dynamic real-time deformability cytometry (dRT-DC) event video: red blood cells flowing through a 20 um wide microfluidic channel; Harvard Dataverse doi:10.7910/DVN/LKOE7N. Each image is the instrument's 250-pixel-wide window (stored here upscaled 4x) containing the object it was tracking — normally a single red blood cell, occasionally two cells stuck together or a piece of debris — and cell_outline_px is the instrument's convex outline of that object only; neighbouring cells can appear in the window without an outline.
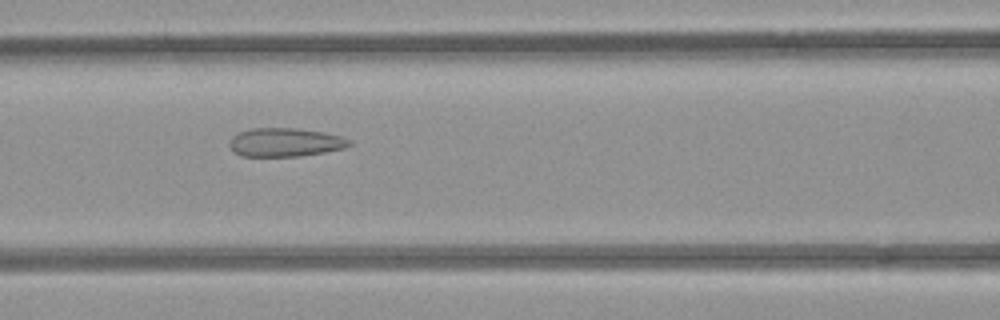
{"species": "common noctule bat (a hibernating species)", "species_latin": "Nyctalus noctula", "temperature_condition": "room temperature", "stored_images_in_passage": 48, "camera_frame_rate_fps": 3000, "um_per_image_px": 0.085, "animal": {"sex": "female", "body_mass_g": 21.9}, "frame": {"image": 1, "passage_image": 23, "time_ms": 7.333, "image_size_px": [1000, 320], "cell_outline_px": [[352, 144], [344, 148], [324, 152], [300, 156], [240, 156], [232, 152], [228, 144], [232, 136], [240, 132], [252, 128], [296, 128], [324, 132], [340, 136], [352, 140]], "centroid_in_image_um": [24.22, 12.1], "position_along_channel_um": 142.4, "area_um2": 20.11}}
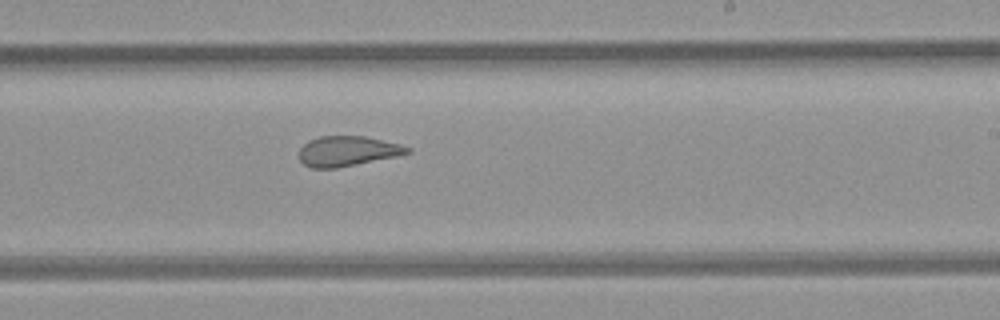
{"frame": {"image": 2, "passage_image": 32, "time_ms": 10.333, "image_size_px": [1000, 320], "cell_outline_px": [[412, 152], [396, 156], [336, 168], [312, 168], [304, 164], [300, 160], [300, 148], [308, 140], [320, 136], [364, 136], [400, 144], [412, 148]], "centroid_in_image_um": [29.54, 12.84], "position_along_channel_um": 259.5, "area_um2": 18.84}}
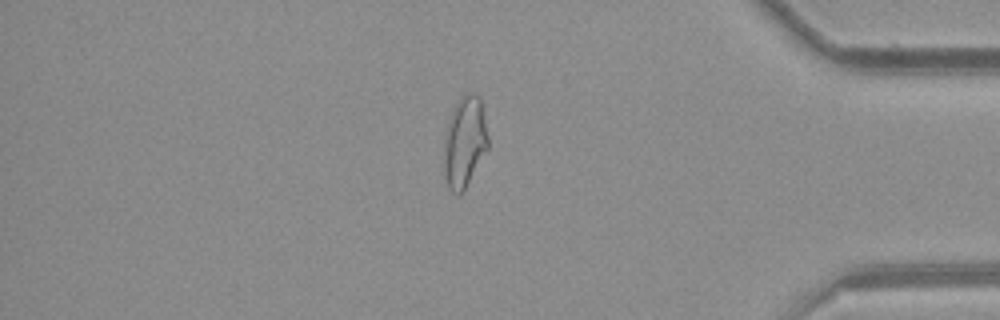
{"frame": {"image": 3, "passage_image": 45, "time_ms": 14.667, "image_size_px": [1000, 320], "cell_outline_px": [[488, 148], [464, 188], [456, 196], [448, 188], [444, 168], [444, 136], [452, 112], [460, 96], [468, 92], [480, 96], [488, 136]], "centroid_in_image_um": [39.49, 12.04], "position_along_channel_um": 395.7, "area_um2": 23.0}}